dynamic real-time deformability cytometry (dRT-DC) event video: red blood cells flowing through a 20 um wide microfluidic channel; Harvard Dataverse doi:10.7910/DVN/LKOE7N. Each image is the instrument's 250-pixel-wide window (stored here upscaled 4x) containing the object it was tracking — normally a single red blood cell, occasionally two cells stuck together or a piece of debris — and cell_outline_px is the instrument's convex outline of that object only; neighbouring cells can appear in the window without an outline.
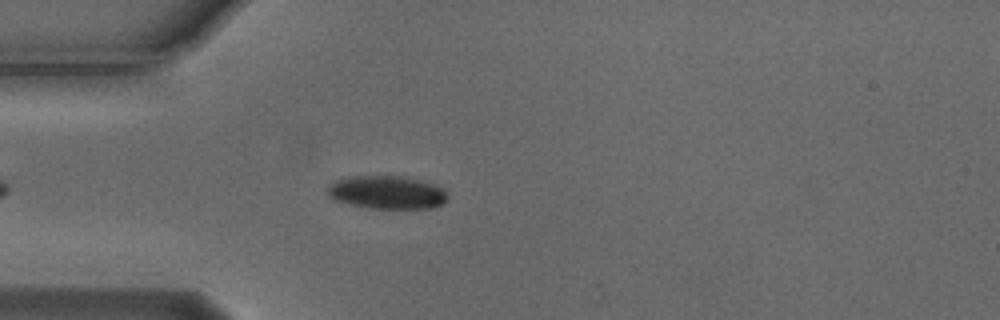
{"species": "Egyptian fruit bat (a non-hibernating species)", "species_latin": "Rousettus aegyptiacus", "temperature_condition": "cold", "stored_images_in_passage": 47, "camera_frame_rate_fps": 3000, "um_per_image_px": 0.085, "animal": {"sex": "male"}, "frame": {"image": 1, "passage_image": 7, "time_ms": 2.0, "image_size_px": [1000, 320], "cell_outline_px": [[448, 200], [444, 204], [432, 208], [372, 208], [348, 204], [332, 200], [328, 196], [328, 184], [336, 180], [348, 176], [396, 176], [416, 180], [432, 184], [440, 188], [448, 196]], "centroid_in_image_um": [32.83, 16.36], "position_along_channel_um": 52.2, "area_um2": 23.06}}
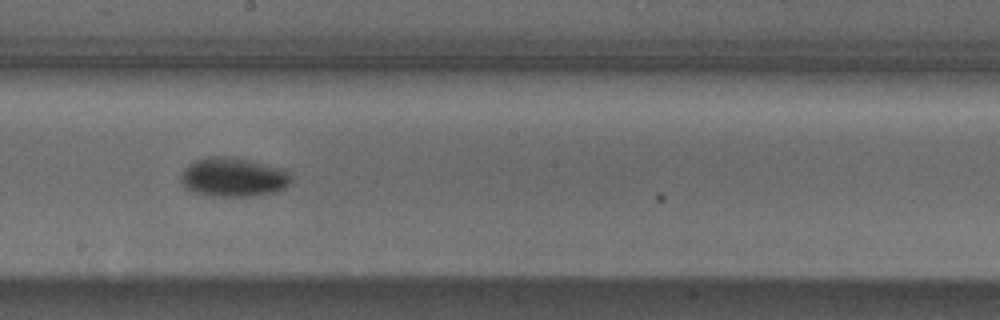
{"frame": {"image": 2, "passage_image": 22, "time_ms": 7.0, "image_size_px": [1000, 320], "cell_outline_px": [[292, 180], [284, 188], [276, 192], [252, 196], [208, 196], [192, 192], [184, 188], [180, 184], [180, 176], [184, 168], [188, 164], [196, 160], [208, 156], [232, 156], [284, 168], [288, 172]], "centroid_in_image_um": [19.79, 15.06], "position_along_channel_um": 228.4, "area_um2": 25.61}}
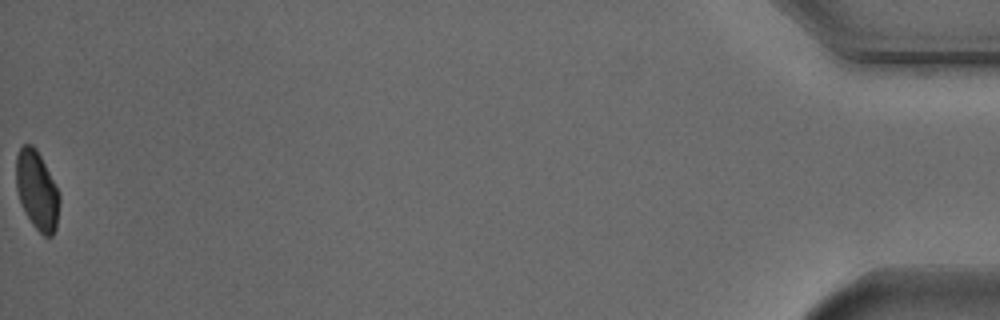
{"frame": {"image": 3, "passage_image": 47, "time_ms": 15.333, "image_size_px": [1000, 320], "cell_outline_px": [[60, 200], [56, 228], [52, 236], [44, 236], [32, 224], [24, 212], [20, 204], [16, 188], [16, 156], [20, 148], [24, 144], [32, 144], [36, 148], [60, 196]], "centroid_in_image_um": [3.12, 16.2], "position_along_channel_um": 432.1, "area_um2": 19.77}, "authors_computed_cell_mechanics": {"area_um2": 21.8484, "velocity_mm_per_s": 3.7112, "shape_relaxation_time_tau1_ms": 2.4037, "shape_relaxation_time_tau2_ms": null, "deformation_change_tau1": 0.0963, "deformation_change_tau2": null}}